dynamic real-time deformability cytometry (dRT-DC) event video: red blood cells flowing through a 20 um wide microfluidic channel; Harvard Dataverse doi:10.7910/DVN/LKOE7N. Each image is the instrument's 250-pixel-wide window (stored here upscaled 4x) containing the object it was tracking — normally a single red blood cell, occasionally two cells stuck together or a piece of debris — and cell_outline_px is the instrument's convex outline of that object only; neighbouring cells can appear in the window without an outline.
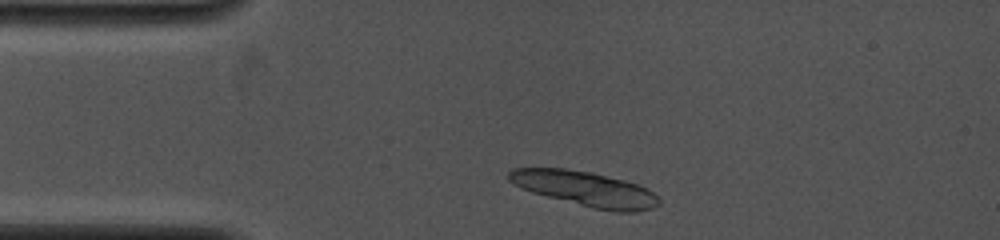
{"species": "common noctule bat (a hibernating species)", "species_latin": "Nyctalus noctula", "temperature_condition": "cold", "stored_images_in_passage": 3, "camera_frame_rate_fps": 4000, "um_per_image_px": 0.085, "animal": {"sex": "female", "body_mass_g": 19.0, "forearm_length_mm": 53.3}, "frame": {"image": 1, "passage_image": 2, "time_ms": 0.5, "image_size_px": [1000, 240], "cell_outline_px": [[660, 204], [652, 208], [636, 212], [616, 212], [596, 208], [532, 192], [508, 180], [508, 172], [512, 168], [564, 168], [592, 172], [624, 180], [636, 184], [652, 192], [660, 200]], "centroid_in_image_um": [49.76, 16.04], "position_along_channel_um": 35.2, "area_um2": 29.94}}